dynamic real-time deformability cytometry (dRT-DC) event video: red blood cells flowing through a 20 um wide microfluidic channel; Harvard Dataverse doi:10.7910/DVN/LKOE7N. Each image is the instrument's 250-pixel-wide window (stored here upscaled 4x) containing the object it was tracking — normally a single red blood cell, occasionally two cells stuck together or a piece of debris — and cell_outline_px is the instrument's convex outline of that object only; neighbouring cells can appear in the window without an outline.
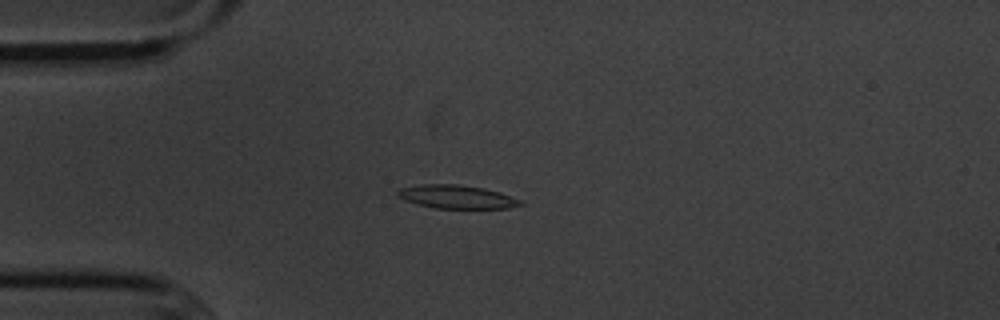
{"species": "common noctule bat (a hibernating species)", "species_latin": "Nyctalus noctula", "temperature_condition": "cold", "stored_images_in_passage": 54, "camera_frame_rate_fps": 3000, "um_per_image_px": 0.085, "animal": {"sex": "male", "body_mass_g": 20.1, "forearm_length_mm": 53.5}, "frame": {"image": 1, "passage_image": 13, "time_ms": 4.0, "image_size_px": [1000, 320], "cell_outline_px": [[524, 204], [508, 208], [436, 208], [416, 204], [404, 200], [396, 196], [396, 192], [400, 188], [424, 184], [460, 184], [484, 188], [500, 192], [520, 200]], "centroid_in_image_um": [38.79, 16.72], "position_along_channel_um": 46.2, "area_um2": 16.76}}
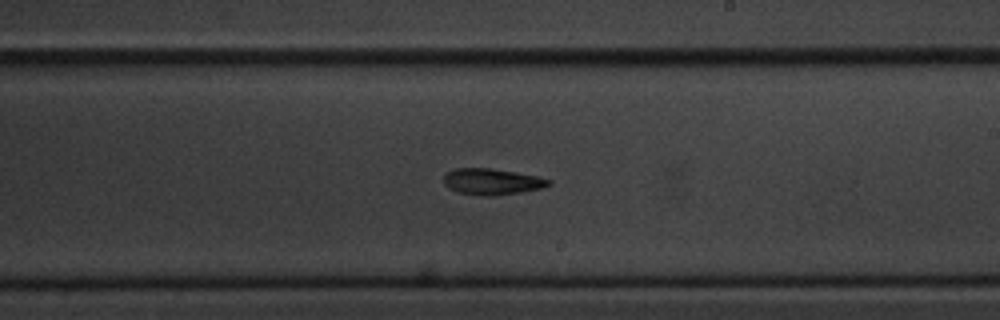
{"frame": {"image": 2, "passage_image": 31, "time_ms": 10.0, "image_size_px": [1000, 320], "cell_outline_px": [[552, 184], [544, 188], [520, 192], [492, 196], [488, 196], [456, 192], [448, 188], [444, 184], [444, 176], [448, 172], [456, 168], [492, 168], [516, 172], [536, 176], [552, 180]], "centroid_in_image_um": [41.84, 15.44], "position_along_channel_um": 247.2, "area_um2": 16.07}}
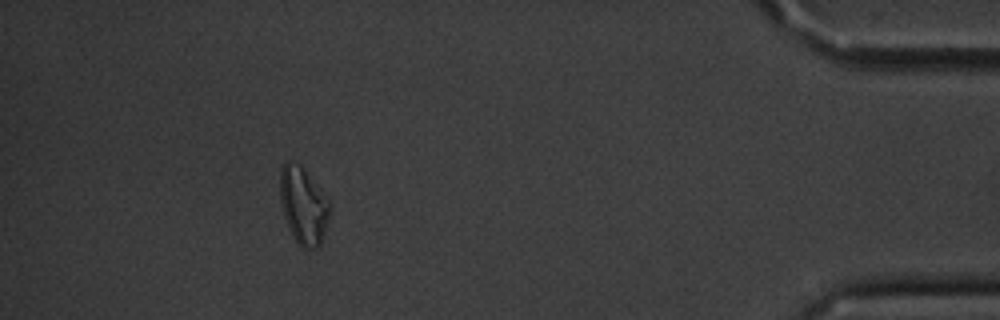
{"frame": {"image": 3, "passage_image": 49, "time_ms": 16.0, "image_size_px": [1000, 320], "cell_outline_px": [[328, 220], [320, 244], [316, 248], [300, 248], [292, 236], [284, 216], [280, 200], [280, 168], [288, 160], [300, 164], [328, 200]], "centroid_in_image_um": [25.74, 17.48], "position_along_channel_um": 409.5, "area_um2": 21.91}, "authors_computed_cell_mechanics": {"area_um2": 16.6175, "velocity_mm_per_s": 3.615, "shape_relaxation_time_tau1_ms": 3.366, "shape_relaxation_time_tau2_ms": null, "deformation_change_tau1": 0.1422, "deformation_change_tau2": null}}